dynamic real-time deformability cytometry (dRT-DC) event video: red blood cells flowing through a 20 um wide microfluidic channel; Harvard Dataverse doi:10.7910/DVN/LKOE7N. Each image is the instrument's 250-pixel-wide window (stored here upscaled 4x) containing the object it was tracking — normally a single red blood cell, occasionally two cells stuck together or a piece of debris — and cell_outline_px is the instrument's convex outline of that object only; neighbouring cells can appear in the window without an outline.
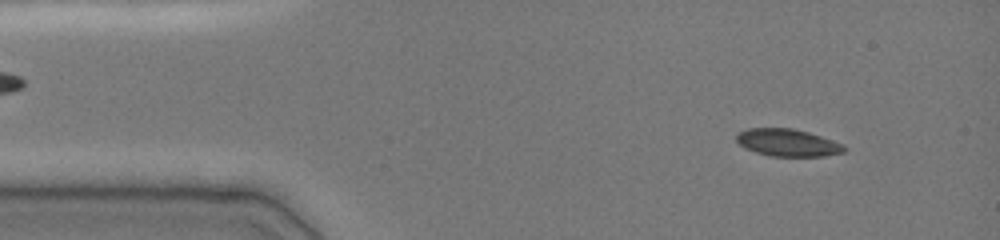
{"species": "common noctule bat (a hibernating species)", "species_latin": "Nyctalus noctula", "temperature_condition": "cold", "stored_images_in_passage": 13, "camera_frame_rate_fps": 3000, "um_per_image_px": 0.085, "animal": {"sex": "female", "body_mass_g": 19.0, "forearm_length_mm": 51.5}, "frame": {"image": 1, "passage_image": 4, "time_ms": 1.0, "image_size_px": [1000, 240], "cell_outline_px": [[848, 148], [844, 152], [824, 156], [768, 156], [744, 148], [736, 140], [736, 132], [748, 128], [792, 128], [808, 132], [844, 144]], "centroid_in_image_um": [66.94, 12.12], "position_along_channel_um": 18.1, "area_um2": 17.28}}
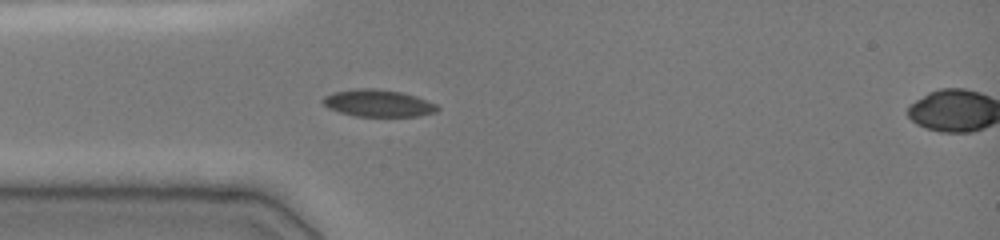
{"frame": {"image": 2, "passage_image": 12, "time_ms": 3.667, "image_size_px": [1000, 240], "cell_outline_px": [[440, 108], [436, 112], [416, 116], [356, 116], [340, 112], [328, 108], [320, 100], [324, 96], [332, 92], [356, 88], [376, 88], [400, 92], [416, 96], [436, 104]], "centroid_in_image_um": [32.11, 8.76], "position_along_channel_um": 52.9, "area_um2": 18.09}}